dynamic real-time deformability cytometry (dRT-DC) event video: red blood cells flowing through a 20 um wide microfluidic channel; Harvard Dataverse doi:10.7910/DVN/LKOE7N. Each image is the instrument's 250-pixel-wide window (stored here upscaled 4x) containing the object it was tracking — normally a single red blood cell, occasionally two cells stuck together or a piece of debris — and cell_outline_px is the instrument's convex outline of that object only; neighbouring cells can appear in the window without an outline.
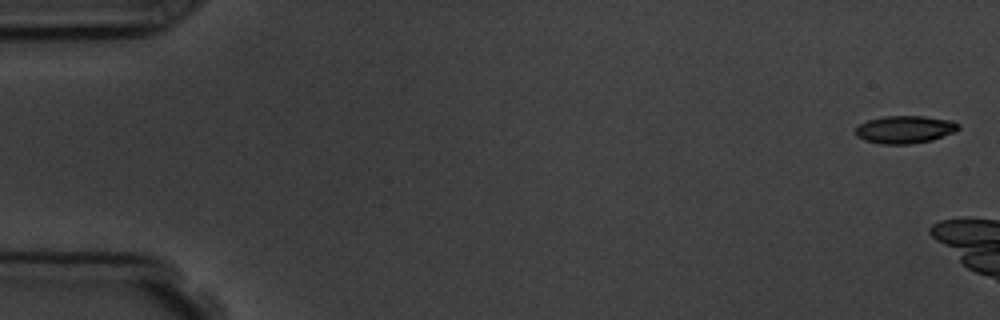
{"species": "common noctule bat (a hibernating species)", "species_latin": "Nyctalus noctula", "temperature_condition": "room temperature", "stored_images_in_passage": 3, "camera_frame_rate_fps": 3000, "um_per_image_px": 0.085, "animal": {"sex": "male", "body_mass_g": 19.5, "forearm_length_mm": 54.6}, "frame": {"image": 1, "passage_image": 1, "time_ms": 0.0, "image_size_px": [1000, 320], "cell_outline_px": [[960, 128], [952, 132], [932, 140], [912, 144], [880, 144], [864, 140], [856, 136], [852, 132], [860, 124], [868, 120], [884, 116], [924, 116], [952, 120], [960, 124]], "centroid_in_image_um": [76.88, 11.01], "position_along_channel_um": 8.1, "area_um2": 16.7}}